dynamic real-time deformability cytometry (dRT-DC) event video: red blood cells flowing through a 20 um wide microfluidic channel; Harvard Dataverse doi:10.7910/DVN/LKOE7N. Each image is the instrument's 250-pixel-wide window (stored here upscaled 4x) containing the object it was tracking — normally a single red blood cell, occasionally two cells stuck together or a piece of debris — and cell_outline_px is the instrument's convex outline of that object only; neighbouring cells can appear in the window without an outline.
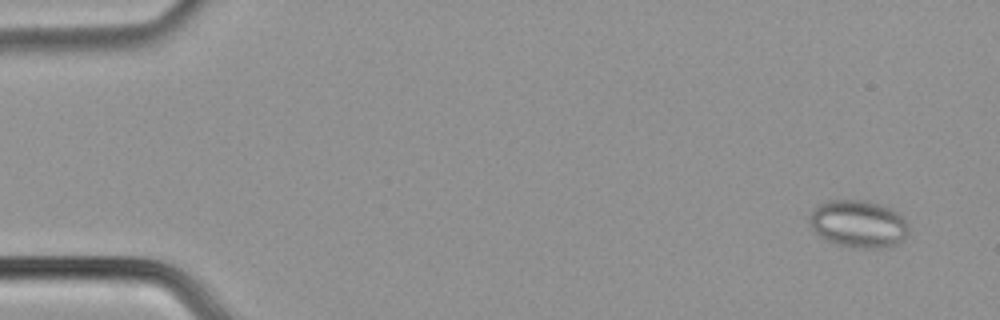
{"species": "common noctule bat (a hibernating species)", "species_latin": "Nyctalus noctula", "temperature_condition": "cold", "stored_images_in_passage": 57, "segment_of_instrument_passage": [1, 2], "camera_frame_rate_fps": 3000, "um_per_image_px": 0.085, "animal": {"sex": "male", "body_mass_g": 21.5, "forearm_length_mm": 52.0}, "frame": {"image": 1, "passage_image": 4, "time_ms": 1.0, "image_size_px": [1000, 320], "cell_outline_px": [[908, 232], [896, 244], [888, 248], [852, 248], [836, 244], [820, 236], [808, 224], [808, 216], [816, 204], [828, 200], [868, 200], [892, 208], [904, 220], [908, 228]], "centroid_in_image_um": [72.91, 19.02], "position_along_channel_um": 12.1, "area_um2": 27.63}}